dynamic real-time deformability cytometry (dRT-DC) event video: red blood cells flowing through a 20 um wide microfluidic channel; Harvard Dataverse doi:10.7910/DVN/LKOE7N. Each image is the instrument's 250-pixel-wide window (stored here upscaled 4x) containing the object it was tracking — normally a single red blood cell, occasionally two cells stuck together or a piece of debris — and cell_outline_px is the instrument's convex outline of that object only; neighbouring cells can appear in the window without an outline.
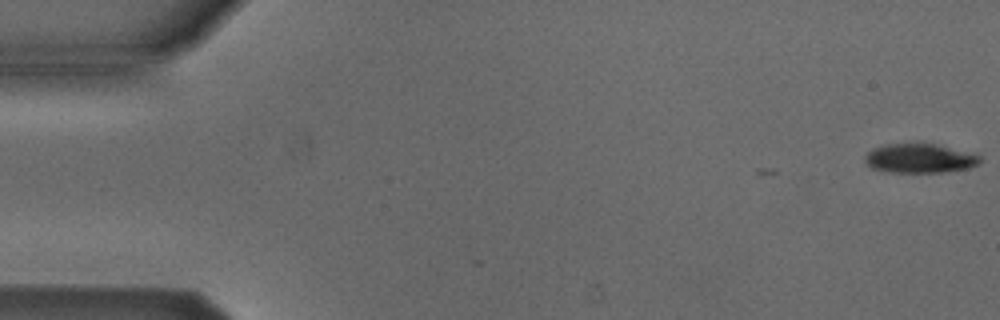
{"species": "Egyptian fruit bat (a non-hibernating species)", "species_latin": "Rousettus aegyptiacus", "temperature_condition": "cold", "stored_images_in_passage": 13, "camera_frame_rate_fps": 3000, "um_per_image_px": 0.085, "animal": {"sex": "male"}, "frame": {"image": 1, "passage_image": 1, "time_ms": 0.0, "image_size_px": [1000, 320], "cell_outline_px": [[980, 160], [976, 164], [968, 168], [940, 172], [892, 172], [872, 168], [864, 160], [864, 156], [872, 148], [884, 144], [916, 140], [936, 144], [980, 156]], "centroid_in_image_um": [78.08, 13.41], "position_along_channel_um": 6.9, "area_um2": 19.88}}